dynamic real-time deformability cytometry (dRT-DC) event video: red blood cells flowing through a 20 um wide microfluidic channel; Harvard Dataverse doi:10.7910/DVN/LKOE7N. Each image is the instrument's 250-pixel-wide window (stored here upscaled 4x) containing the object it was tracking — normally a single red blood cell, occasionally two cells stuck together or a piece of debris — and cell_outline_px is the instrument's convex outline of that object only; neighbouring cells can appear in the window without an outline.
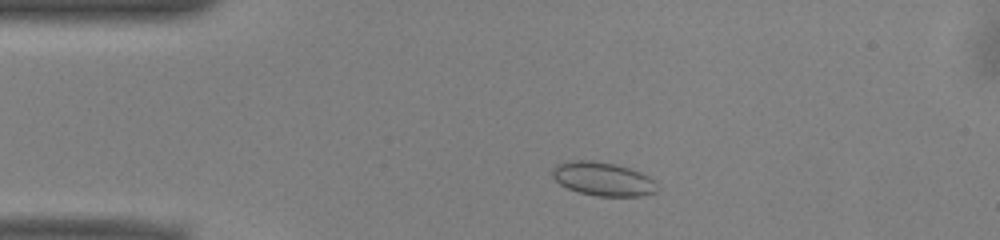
{"species": "common noctule bat (a hibernating species)", "species_latin": "Nyctalus noctula", "temperature_condition": "warm", "stored_images_in_passage": 47, "camera_frame_rate_fps": 3000, "um_per_image_px": 0.085, "animal": {"sex": "male", "body_mass_g": 13.0, "forearm_length_mm": 53.1}, "frame": {"image": 1, "passage_image": 6, "time_ms": 1.667, "image_size_px": [1000, 240], "cell_outline_px": [[660, 188], [656, 192], [644, 196], [596, 196], [580, 192], [568, 188], [560, 184], [552, 176], [552, 168], [560, 164], [572, 160], [592, 160], [616, 164], [640, 172], [656, 180]], "centroid_in_image_um": [51.31, 15.22], "position_along_channel_um": 33.7, "area_um2": 20.69}}
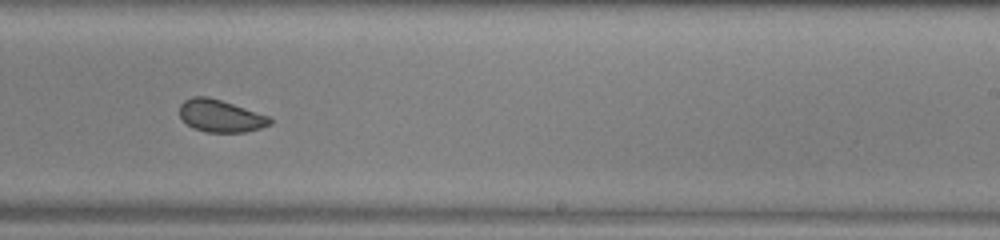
{"frame": {"image": 2, "passage_image": 27, "time_ms": 8.667, "image_size_px": [1000, 240], "cell_outline_px": [[272, 124], [260, 128], [244, 132], [204, 132], [192, 128], [180, 116], [180, 104], [184, 100], [192, 96], [208, 96], [268, 116], [272, 120]], "centroid_in_image_um": [18.72, 9.86], "position_along_channel_um": 270.3, "area_um2": 16.88}}
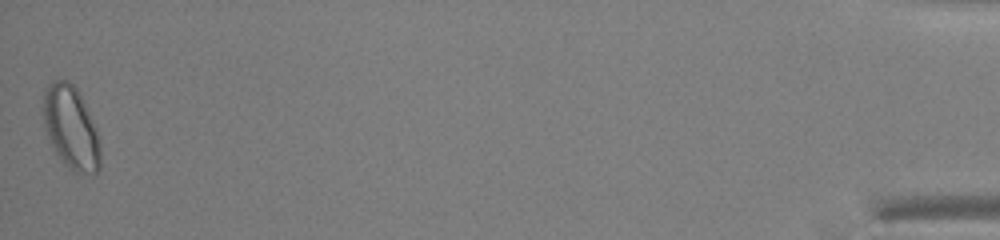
{"frame": {"image": 3, "passage_image": 47, "time_ms": 15.333, "image_size_px": [1000, 240], "cell_outline_px": [[100, 168], [92, 176], [72, 172], [60, 160], [44, 128], [40, 108], [44, 92], [48, 84], [52, 80], [68, 80], [80, 92], [96, 128], [100, 144]], "centroid_in_image_um": [6.01, 10.86], "position_along_channel_um": 429.2, "area_um2": 28.38}, "authors_computed_cell_mechanics": {"area_um2": 18.4382, "velocity_mm_per_s": 3.9213, "shape_relaxation_time_tau1_ms": 5.9948, "shape_relaxation_time_tau2_ms": 1.2279, "deformation_change_tau1": 0.0934, "deformation_change_tau2": 0.0358}}